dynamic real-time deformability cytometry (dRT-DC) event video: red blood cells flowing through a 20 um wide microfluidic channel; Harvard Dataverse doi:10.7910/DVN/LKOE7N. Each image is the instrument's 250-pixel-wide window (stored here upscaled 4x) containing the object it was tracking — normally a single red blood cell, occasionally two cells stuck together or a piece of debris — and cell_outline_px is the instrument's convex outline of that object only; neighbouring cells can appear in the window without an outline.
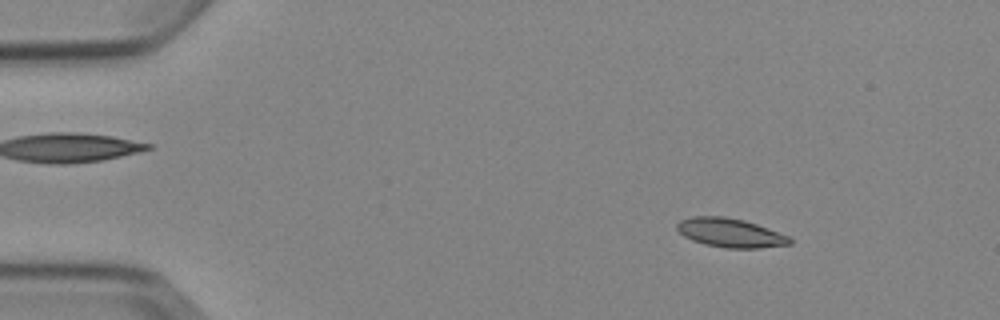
{"species": "Egyptian fruit bat (a non-hibernating species)", "species_latin": "Rousettus aegyptiacus", "temperature_condition": "cold", "stored_images_in_passage": 8, "camera_frame_rate_fps": 3000, "um_per_image_px": 0.085, "animal": {"sex": "female"}, "frame": {"image": 1, "passage_image": 2, "time_ms": 1.333, "image_size_px": [1000, 320], "cell_outline_px": [[792, 244], [760, 248], [724, 248], [704, 244], [692, 240], [684, 236], [676, 228], [676, 224], [680, 220], [692, 216], [724, 216], [744, 220], [756, 224], [788, 236], [792, 240]], "centroid_in_image_um": [62.05, 19.79], "position_along_channel_um": 23.0, "area_um2": 19.02}}
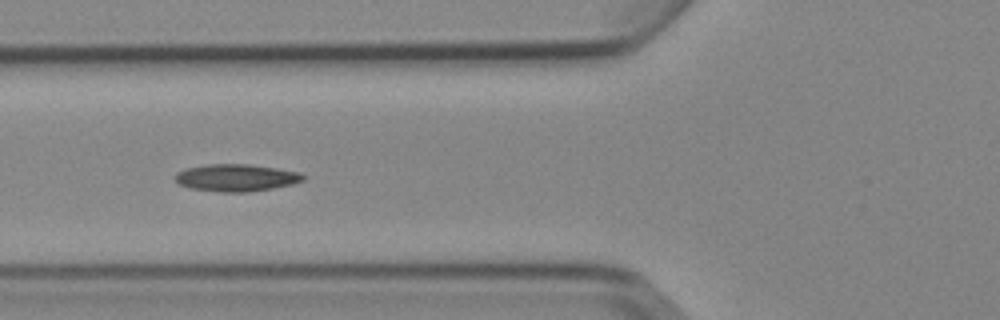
{"frame": {"image": 2, "passage_image": 6, "time_ms": 5.667, "image_size_px": [1000, 320], "cell_outline_px": [[304, 180], [292, 184], [272, 188], [248, 192], [220, 192], [188, 188], [180, 184], [172, 176], [176, 172], [184, 168], [208, 164], [248, 164], [276, 168], [300, 172], [304, 176]], "centroid_in_image_um": [20.03, 15.1], "position_along_channel_um": 105.8, "area_um2": 20.4}}
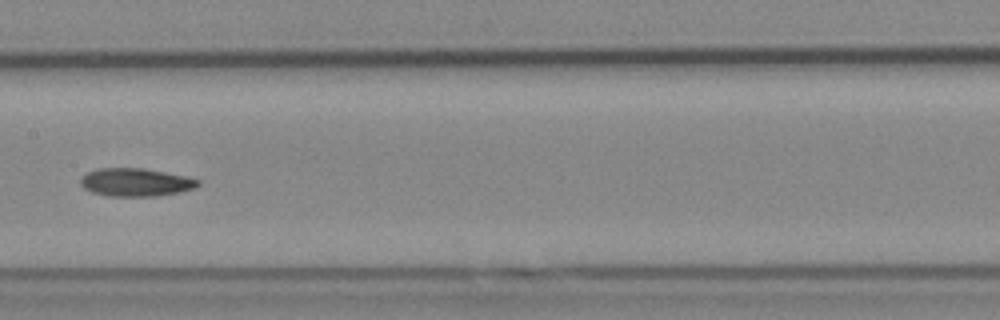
{"frame": {"image": 3, "passage_image": 8, "time_ms": 8.0, "image_size_px": [1000, 320], "cell_outline_px": [[200, 184], [196, 188], [180, 192], [156, 196], [108, 196], [92, 192], [84, 188], [80, 184], [80, 180], [88, 172], [96, 168], [144, 168], [188, 176], [200, 180]], "centroid_in_image_um": [11.57, 15.49], "position_along_channel_um": 195.8, "area_um2": 19.36}}